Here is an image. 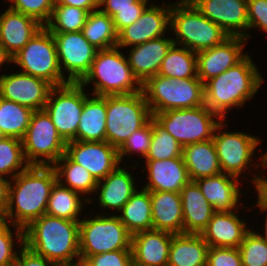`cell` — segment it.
Instances as JSON below:
<instances>
[{"mask_svg":"<svg viewBox=\"0 0 267 266\" xmlns=\"http://www.w3.org/2000/svg\"><path fill=\"white\" fill-rule=\"evenodd\" d=\"M241 181V179L223 172L195 180L214 212L220 213L241 210L240 207H244V202H240L242 200L240 197H243Z\"/></svg>","mask_w":267,"mask_h":266,"instance_id":"obj_22","label":"cell"},{"mask_svg":"<svg viewBox=\"0 0 267 266\" xmlns=\"http://www.w3.org/2000/svg\"><path fill=\"white\" fill-rule=\"evenodd\" d=\"M106 110V141L117 149L153 118L142 91L106 96Z\"/></svg>","mask_w":267,"mask_h":266,"instance_id":"obj_9","label":"cell"},{"mask_svg":"<svg viewBox=\"0 0 267 266\" xmlns=\"http://www.w3.org/2000/svg\"><path fill=\"white\" fill-rule=\"evenodd\" d=\"M23 246L24 229L9 223L0 231V266H14L17 254Z\"/></svg>","mask_w":267,"mask_h":266,"instance_id":"obj_43","label":"cell"},{"mask_svg":"<svg viewBox=\"0 0 267 266\" xmlns=\"http://www.w3.org/2000/svg\"><path fill=\"white\" fill-rule=\"evenodd\" d=\"M52 35L63 76L69 82H80L89 72L98 50L85 39L81 31Z\"/></svg>","mask_w":267,"mask_h":266,"instance_id":"obj_14","label":"cell"},{"mask_svg":"<svg viewBox=\"0 0 267 266\" xmlns=\"http://www.w3.org/2000/svg\"><path fill=\"white\" fill-rule=\"evenodd\" d=\"M85 89L79 82L54 86L44 110L50 116L61 138L67 143L77 141V129L85 102Z\"/></svg>","mask_w":267,"mask_h":266,"instance_id":"obj_13","label":"cell"},{"mask_svg":"<svg viewBox=\"0 0 267 266\" xmlns=\"http://www.w3.org/2000/svg\"><path fill=\"white\" fill-rule=\"evenodd\" d=\"M212 22L229 36L251 38L248 32L247 0H190Z\"/></svg>","mask_w":267,"mask_h":266,"instance_id":"obj_19","label":"cell"},{"mask_svg":"<svg viewBox=\"0 0 267 266\" xmlns=\"http://www.w3.org/2000/svg\"><path fill=\"white\" fill-rule=\"evenodd\" d=\"M81 32L97 50L117 47L118 32L113 19L99 9L89 13Z\"/></svg>","mask_w":267,"mask_h":266,"instance_id":"obj_35","label":"cell"},{"mask_svg":"<svg viewBox=\"0 0 267 266\" xmlns=\"http://www.w3.org/2000/svg\"><path fill=\"white\" fill-rule=\"evenodd\" d=\"M12 64L19 66L23 73L46 80L53 87L69 83L59 67L54 37L45 26L12 57Z\"/></svg>","mask_w":267,"mask_h":266,"instance_id":"obj_11","label":"cell"},{"mask_svg":"<svg viewBox=\"0 0 267 266\" xmlns=\"http://www.w3.org/2000/svg\"><path fill=\"white\" fill-rule=\"evenodd\" d=\"M142 92L152 116L204 105V83L199 78L172 79L157 74L142 84Z\"/></svg>","mask_w":267,"mask_h":266,"instance_id":"obj_7","label":"cell"},{"mask_svg":"<svg viewBox=\"0 0 267 266\" xmlns=\"http://www.w3.org/2000/svg\"><path fill=\"white\" fill-rule=\"evenodd\" d=\"M173 235L155 229L133 234L131 236L133 266H167Z\"/></svg>","mask_w":267,"mask_h":266,"instance_id":"obj_24","label":"cell"},{"mask_svg":"<svg viewBox=\"0 0 267 266\" xmlns=\"http://www.w3.org/2000/svg\"><path fill=\"white\" fill-rule=\"evenodd\" d=\"M252 229L239 245L242 266H267V241Z\"/></svg>","mask_w":267,"mask_h":266,"instance_id":"obj_41","label":"cell"},{"mask_svg":"<svg viewBox=\"0 0 267 266\" xmlns=\"http://www.w3.org/2000/svg\"><path fill=\"white\" fill-rule=\"evenodd\" d=\"M256 193L267 203V175L263 176V174H261L259 189Z\"/></svg>","mask_w":267,"mask_h":266,"instance_id":"obj_54","label":"cell"},{"mask_svg":"<svg viewBox=\"0 0 267 266\" xmlns=\"http://www.w3.org/2000/svg\"><path fill=\"white\" fill-rule=\"evenodd\" d=\"M60 266H84L83 263H77V264H73V265H60Z\"/></svg>","mask_w":267,"mask_h":266,"instance_id":"obj_58","label":"cell"},{"mask_svg":"<svg viewBox=\"0 0 267 266\" xmlns=\"http://www.w3.org/2000/svg\"><path fill=\"white\" fill-rule=\"evenodd\" d=\"M153 229L183 234V208L180 193L150 192Z\"/></svg>","mask_w":267,"mask_h":266,"instance_id":"obj_28","label":"cell"},{"mask_svg":"<svg viewBox=\"0 0 267 266\" xmlns=\"http://www.w3.org/2000/svg\"><path fill=\"white\" fill-rule=\"evenodd\" d=\"M170 34L173 42L195 53L221 44L229 35L205 17L190 0L171 2Z\"/></svg>","mask_w":267,"mask_h":266,"instance_id":"obj_6","label":"cell"},{"mask_svg":"<svg viewBox=\"0 0 267 266\" xmlns=\"http://www.w3.org/2000/svg\"><path fill=\"white\" fill-rule=\"evenodd\" d=\"M144 162L146 166L141 165V173L147 170L148 181L141 187L145 190L179 193L191 181L183 157Z\"/></svg>","mask_w":267,"mask_h":266,"instance_id":"obj_21","label":"cell"},{"mask_svg":"<svg viewBox=\"0 0 267 266\" xmlns=\"http://www.w3.org/2000/svg\"><path fill=\"white\" fill-rule=\"evenodd\" d=\"M247 39L229 36L221 44L197 52V77L205 83L239 63L247 54L243 52Z\"/></svg>","mask_w":267,"mask_h":266,"instance_id":"obj_20","label":"cell"},{"mask_svg":"<svg viewBox=\"0 0 267 266\" xmlns=\"http://www.w3.org/2000/svg\"><path fill=\"white\" fill-rule=\"evenodd\" d=\"M206 266H242L239 248L209 247Z\"/></svg>","mask_w":267,"mask_h":266,"instance_id":"obj_46","label":"cell"},{"mask_svg":"<svg viewBox=\"0 0 267 266\" xmlns=\"http://www.w3.org/2000/svg\"><path fill=\"white\" fill-rule=\"evenodd\" d=\"M86 212L79 222V250L81 263L90 256L131 249V234L118 215ZM89 216V218H88Z\"/></svg>","mask_w":267,"mask_h":266,"instance_id":"obj_8","label":"cell"},{"mask_svg":"<svg viewBox=\"0 0 267 266\" xmlns=\"http://www.w3.org/2000/svg\"><path fill=\"white\" fill-rule=\"evenodd\" d=\"M183 147L153 119L152 141L145 160H166L182 156Z\"/></svg>","mask_w":267,"mask_h":266,"instance_id":"obj_40","label":"cell"},{"mask_svg":"<svg viewBox=\"0 0 267 266\" xmlns=\"http://www.w3.org/2000/svg\"><path fill=\"white\" fill-rule=\"evenodd\" d=\"M256 197H257V201H256V203H255V205L253 204V206H250L251 208L252 207H257L258 209H260L259 210V213L260 214H262V213H265V216H264V229H263V234L262 233H260V232H262V231H260V229L258 230L259 232V234H260V236L263 238V239H265L266 241H267V203L257 194L256 195Z\"/></svg>","mask_w":267,"mask_h":266,"instance_id":"obj_53","label":"cell"},{"mask_svg":"<svg viewBox=\"0 0 267 266\" xmlns=\"http://www.w3.org/2000/svg\"><path fill=\"white\" fill-rule=\"evenodd\" d=\"M14 266H58L43 256H38L25 245L20 248Z\"/></svg>","mask_w":267,"mask_h":266,"instance_id":"obj_49","label":"cell"},{"mask_svg":"<svg viewBox=\"0 0 267 266\" xmlns=\"http://www.w3.org/2000/svg\"><path fill=\"white\" fill-rule=\"evenodd\" d=\"M33 110L0 97V135L22 140Z\"/></svg>","mask_w":267,"mask_h":266,"instance_id":"obj_37","label":"cell"},{"mask_svg":"<svg viewBox=\"0 0 267 266\" xmlns=\"http://www.w3.org/2000/svg\"><path fill=\"white\" fill-rule=\"evenodd\" d=\"M57 182L53 166L29 165L10 180L6 215L8 223L25 229L46 214L52 187Z\"/></svg>","mask_w":267,"mask_h":266,"instance_id":"obj_1","label":"cell"},{"mask_svg":"<svg viewBox=\"0 0 267 266\" xmlns=\"http://www.w3.org/2000/svg\"><path fill=\"white\" fill-rule=\"evenodd\" d=\"M53 167L56 171L57 181L62 186L80 193L84 198L90 201L92 194H95L98 181L88 170L73 162L66 154H64Z\"/></svg>","mask_w":267,"mask_h":266,"instance_id":"obj_34","label":"cell"},{"mask_svg":"<svg viewBox=\"0 0 267 266\" xmlns=\"http://www.w3.org/2000/svg\"><path fill=\"white\" fill-rule=\"evenodd\" d=\"M10 180L0 176V211L6 213Z\"/></svg>","mask_w":267,"mask_h":266,"instance_id":"obj_52","label":"cell"},{"mask_svg":"<svg viewBox=\"0 0 267 266\" xmlns=\"http://www.w3.org/2000/svg\"><path fill=\"white\" fill-rule=\"evenodd\" d=\"M158 75L172 79L197 77V54L183 46L173 44L163 59Z\"/></svg>","mask_w":267,"mask_h":266,"instance_id":"obj_36","label":"cell"},{"mask_svg":"<svg viewBox=\"0 0 267 266\" xmlns=\"http://www.w3.org/2000/svg\"><path fill=\"white\" fill-rule=\"evenodd\" d=\"M79 222L44 214L24 229V245L58 266L80 263Z\"/></svg>","mask_w":267,"mask_h":266,"instance_id":"obj_3","label":"cell"},{"mask_svg":"<svg viewBox=\"0 0 267 266\" xmlns=\"http://www.w3.org/2000/svg\"><path fill=\"white\" fill-rule=\"evenodd\" d=\"M173 44V36H163L126 50L127 53L129 51V54L126 53L129 66L141 84L158 74L162 61Z\"/></svg>","mask_w":267,"mask_h":266,"instance_id":"obj_25","label":"cell"},{"mask_svg":"<svg viewBox=\"0 0 267 266\" xmlns=\"http://www.w3.org/2000/svg\"><path fill=\"white\" fill-rule=\"evenodd\" d=\"M65 154L81 165L97 180L106 178L120 164L118 149L107 141H70L66 143Z\"/></svg>","mask_w":267,"mask_h":266,"instance_id":"obj_16","label":"cell"},{"mask_svg":"<svg viewBox=\"0 0 267 266\" xmlns=\"http://www.w3.org/2000/svg\"><path fill=\"white\" fill-rule=\"evenodd\" d=\"M182 156L191 181L222 172L212 139L186 145Z\"/></svg>","mask_w":267,"mask_h":266,"instance_id":"obj_30","label":"cell"},{"mask_svg":"<svg viewBox=\"0 0 267 266\" xmlns=\"http://www.w3.org/2000/svg\"><path fill=\"white\" fill-rule=\"evenodd\" d=\"M12 63V57L6 52V50L0 44V68L4 64L8 65Z\"/></svg>","mask_w":267,"mask_h":266,"instance_id":"obj_55","label":"cell"},{"mask_svg":"<svg viewBox=\"0 0 267 266\" xmlns=\"http://www.w3.org/2000/svg\"><path fill=\"white\" fill-rule=\"evenodd\" d=\"M117 215L131 235L153 229L150 191L138 189Z\"/></svg>","mask_w":267,"mask_h":266,"instance_id":"obj_32","label":"cell"},{"mask_svg":"<svg viewBox=\"0 0 267 266\" xmlns=\"http://www.w3.org/2000/svg\"><path fill=\"white\" fill-rule=\"evenodd\" d=\"M153 119L182 147L213 139L215 128L222 121L205 104L194 108L156 113Z\"/></svg>","mask_w":267,"mask_h":266,"instance_id":"obj_10","label":"cell"},{"mask_svg":"<svg viewBox=\"0 0 267 266\" xmlns=\"http://www.w3.org/2000/svg\"><path fill=\"white\" fill-rule=\"evenodd\" d=\"M248 31L257 28L267 33V0H247Z\"/></svg>","mask_w":267,"mask_h":266,"instance_id":"obj_47","label":"cell"},{"mask_svg":"<svg viewBox=\"0 0 267 266\" xmlns=\"http://www.w3.org/2000/svg\"><path fill=\"white\" fill-rule=\"evenodd\" d=\"M183 208V233L201 234L215 213L195 181L179 192Z\"/></svg>","mask_w":267,"mask_h":266,"instance_id":"obj_27","label":"cell"},{"mask_svg":"<svg viewBox=\"0 0 267 266\" xmlns=\"http://www.w3.org/2000/svg\"><path fill=\"white\" fill-rule=\"evenodd\" d=\"M93 96V97H92ZM88 94L77 129V141H106V96Z\"/></svg>","mask_w":267,"mask_h":266,"instance_id":"obj_29","label":"cell"},{"mask_svg":"<svg viewBox=\"0 0 267 266\" xmlns=\"http://www.w3.org/2000/svg\"><path fill=\"white\" fill-rule=\"evenodd\" d=\"M55 5H69L91 12L99 9L100 0H55Z\"/></svg>","mask_w":267,"mask_h":266,"instance_id":"obj_51","label":"cell"},{"mask_svg":"<svg viewBox=\"0 0 267 266\" xmlns=\"http://www.w3.org/2000/svg\"><path fill=\"white\" fill-rule=\"evenodd\" d=\"M22 146L29 165L53 166L65 154L66 142L43 109L33 111Z\"/></svg>","mask_w":267,"mask_h":266,"instance_id":"obj_12","label":"cell"},{"mask_svg":"<svg viewBox=\"0 0 267 266\" xmlns=\"http://www.w3.org/2000/svg\"><path fill=\"white\" fill-rule=\"evenodd\" d=\"M170 10L171 2L162 1V5L150 2L136 22L118 33L117 47L128 49L167 35L170 32Z\"/></svg>","mask_w":267,"mask_h":266,"instance_id":"obj_15","label":"cell"},{"mask_svg":"<svg viewBox=\"0 0 267 266\" xmlns=\"http://www.w3.org/2000/svg\"><path fill=\"white\" fill-rule=\"evenodd\" d=\"M42 27L34 18L8 7L0 13V44L14 57Z\"/></svg>","mask_w":267,"mask_h":266,"instance_id":"obj_26","label":"cell"},{"mask_svg":"<svg viewBox=\"0 0 267 266\" xmlns=\"http://www.w3.org/2000/svg\"><path fill=\"white\" fill-rule=\"evenodd\" d=\"M144 10L145 9L119 10V12L112 17L116 31L119 33L126 26L136 22Z\"/></svg>","mask_w":267,"mask_h":266,"instance_id":"obj_50","label":"cell"},{"mask_svg":"<svg viewBox=\"0 0 267 266\" xmlns=\"http://www.w3.org/2000/svg\"><path fill=\"white\" fill-rule=\"evenodd\" d=\"M140 161L141 159L137 162V164H132V166L126 165L124 167L123 165H119L106 178L98 181L94 194V196H96L95 198H90L89 204L91 203L95 205L94 200L98 196L96 199L98 202L96 203H99L98 206L101 207V214H108L109 210H113L112 214L117 215L121 211L122 207L129 201L131 196L138 190L134 172L129 171V169L131 167L132 168L130 170L138 168V166H140ZM104 209L108 211L105 212Z\"/></svg>","mask_w":267,"mask_h":266,"instance_id":"obj_18","label":"cell"},{"mask_svg":"<svg viewBox=\"0 0 267 266\" xmlns=\"http://www.w3.org/2000/svg\"><path fill=\"white\" fill-rule=\"evenodd\" d=\"M89 11L69 5H55L52 15L45 27L51 33H66L82 31Z\"/></svg>","mask_w":267,"mask_h":266,"instance_id":"obj_38","label":"cell"},{"mask_svg":"<svg viewBox=\"0 0 267 266\" xmlns=\"http://www.w3.org/2000/svg\"><path fill=\"white\" fill-rule=\"evenodd\" d=\"M247 54L235 66L204 83V104L222 120L235 107L251 101L264 82L258 66Z\"/></svg>","mask_w":267,"mask_h":266,"instance_id":"obj_2","label":"cell"},{"mask_svg":"<svg viewBox=\"0 0 267 266\" xmlns=\"http://www.w3.org/2000/svg\"><path fill=\"white\" fill-rule=\"evenodd\" d=\"M84 266H133L131 249H122L87 257Z\"/></svg>","mask_w":267,"mask_h":266,"instance_id":"obj_45","label":"cell"},{"mask_svg":"<svg viewBox=\"0 0 267 266\" xmlns=\"http://www.w3.org/2000/svg\"><path fill=\"white\" fill-rule=\"evenodd\" d=\"M153 135V118L142 128L133 132L126 142L118 149V156L120 164H124V156L131 158L137 153L139 158L145 159L149 153Z\"/></svg>","mask_w":267,"mask_h":266,"instance_id":"obj_42","label":"cell"},{"mask_svg":"<svg viewBox=\"0 0 267 266\" xmlns=\"http://www.w3.org/2000/svg\"><path fill=\"white\" fill-rule=\"evenodd\" d=\"M122 49L114 47L98 50L89 72L79 82L92 85L91 95H130L142 91V84L134 76Z\"/></svg>","mask_w":267,"mask_h":266,"instance_id":"obj_4","label":"cell"},{"mask_svg":"<svg viewBox=\"0 0 267 266\" xmlns=\"http://www.w3.org/2000/svg\"><path fill=\"white\" fill-rule=\"evenodd\" d=\"M87 204H89V201L83 198L80 193L62 186L57 181L52 187L46 214L70 221H80L83 217L82 215H85L81 213L85 212L83 207L87 206Z\"/></svg>","mask_w":267,"mask_h":266,"instance_id":"obj_33","label":"cell"},{"mask_svg":"<svg viewBox=\"0 0 267 266\" xmlns=\"http://www.w3.org/2000/svg\"><path fill=\"white\" fill-rule=\"evenodd\" d=\"M28 166L23 153L22 140L13 137H1L0 176L12 180Z\"/></svg>","mask_w":267,"mask_h":266,"instance_id":"obj_39","label":"cell"},{"mask_svg":"<svg viewBox=\"0 0 267 266\" xmlns=\"http://www.w3.org/2000/svg\"><path fill=\"white\" fill-rule=\"evenodd\" d=\"M8 224L6 213L0 211V231H2Z\"/></svg>","mask_w":267,"mask_h":266,"instance_id":"obj_57","label":"cell"},{"mask_svg":"<svg viewBox=\"0 0 267 266\" xmlns=\"http://www.w3.org/2000/svg\"><path fill=\"white\" fill-rule=\"evenodd\" d=\"M52 85L46 80L21 71L0 73V97L33 111L43 110Z\"/></svg>","mask_w":267,"mask_h":266,"instance_id":"obj_17","label":"cell"},{"mask_svg":"<svg viewBox=\"0 0 267 266\" xmlns=\"http://www.w3.org/2000/svg\"><path fill=\"white\" fill-rule=\"evenodd\" d=\"M259 157L257 158V162L260 160L261 162V167L263 168L262 170H261V173L260 174H265L266 172H264L263 170H265V169H267V151L263 154V152H262V155L261 154H259L258 155Z\"/></svg>","mask_w":267,"mask_h":266,"instance_id":"obj_56","label":"cell"},{"mask_svg":"<svg viewBox=\"0 0 267 266\" xmlns=\"http://www.w3.org/2000/svg\"><path fill=\"white\" fill-rule=\"evenodd\" d=\"M226 122L227 121L222 120L217 125L212 139L215 144L221 170L223 173L235 176L241 180L246 177L245 174L249 176L246 171L248 170V173H253L250 183L254 186V191H257L259 189L261 174H257L256 171L261 173V170H258L261 168V163L258 162L255 164L252 158L258 157L256 156L258 154H255V152L259 144L263 141H261L262 139H259L257 135L254 136L244 131H226L225 126L228 125Z\"/></svg>","mask_w":267,"mask_h":266,"instance_id":"obj_5","label":"cell"},{"mask_svg":"<svg viewBox=\"0 0 267 266\" xmlns=\"http://www.w3.org/2000/svg\"><path fill=\"white\" fill-rule=\"evenodd\" d=\"M54 4L55 0H12L8 7L45 26L51 18Z\"/></svg>","mask_w":267,"mask_h":266,"instance_id":"obj_44","label":"cell"},{"mask_svg":"<svg viewBox=\"0 0 267 266\" xmlns=\"http://www.w3.org/2000/svg\"><path fill=\"white\" fill-rule=\"evenodd\" d=\"M151 0H100L99 10L106 13L111 18L126 9H145ZM102 7V8H100Z\"/></svg>","mask_w":267,"mask_h":266,"instance_id":"obj_48","label":"cell"},{"mask_svg":"<svg viewBox=\"0 0 267 266\" xmlns=\"http://www.w3.org/2000/svg\"><path fill=\"white\" fill-rule=\"evenodd\" d=\"M239 211L215 212L212 215L200 234L209 247L239 248L246 233L251 229L248 221L238 216Z\"/></svg>","mask_w":267,"mask_h":266,"instance_id":"obj_23","label":"cell"},{"mask_svg":"<svg viewBox=\"0 0 267 266\" xmlns=\"http://www.w3.org/2000/svg\"><path fill=\"white\" fill-rule=\"evenodd\" d=\"M209 246L200 234L172 236L167 266H206Z\"/></svg>","mask_w":267,"mask_h":266,"instance_id":"obj_31","label":"cell"}]
</instances>
